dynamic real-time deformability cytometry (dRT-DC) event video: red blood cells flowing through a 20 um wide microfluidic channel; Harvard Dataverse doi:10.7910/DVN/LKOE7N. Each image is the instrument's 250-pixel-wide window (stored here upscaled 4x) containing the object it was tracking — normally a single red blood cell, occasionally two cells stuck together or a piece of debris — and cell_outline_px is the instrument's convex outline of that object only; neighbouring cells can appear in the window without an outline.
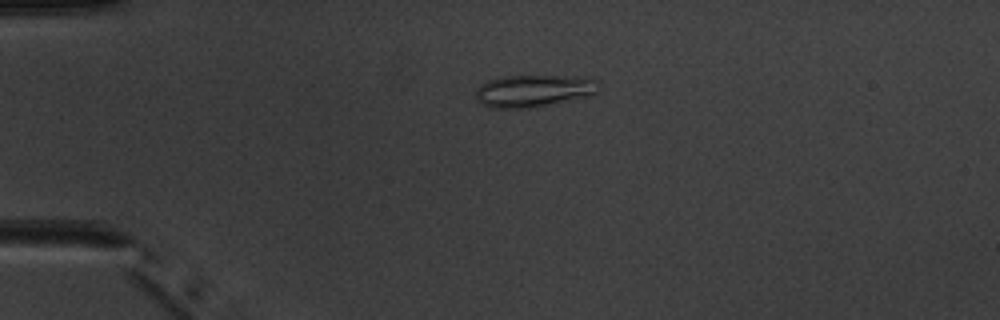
{"species": "common noctule bat (a hibernating species)", "species_latin": "Nyctalus noctula", "temperature_condition": "warm", "stored_images_in_passage": 2, "camera_frame_rate_fps": 3000, "um_per_image_px": 0.085, "animal": {"sex": "male", "body_mass_g": 20.1, "forearm_length_mm": 53.5}, "frame": {"image": 1, "passage_image": 1, "time_ms": 0.0, "image_size_px": [1000, 320], "cell_outline_px": [[600, 88], [592, 96], [528, 108], [488, 108], [480, 104], [476, 100], [476, 88], [480, 84], [488, 80], [504, 76], [588, 76], [596, 80]], "centroid_in_image_um": [45.36, 7.71], "position_along_channel_um": 39.6, "area_um2": 23.47}}